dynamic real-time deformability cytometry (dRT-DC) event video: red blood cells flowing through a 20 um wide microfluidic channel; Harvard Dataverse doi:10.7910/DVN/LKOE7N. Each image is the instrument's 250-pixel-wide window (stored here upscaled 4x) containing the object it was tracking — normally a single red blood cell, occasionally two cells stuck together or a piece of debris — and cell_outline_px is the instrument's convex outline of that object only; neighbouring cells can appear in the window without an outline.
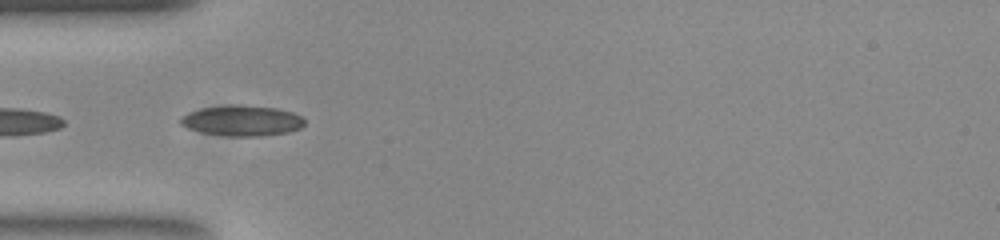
{"species": "common noctule bat (a hibernating species)", "species_latin": "Nyctalus noctula", "temperature_condition": "room temperature", "stored_images_in_passage": 28, "camera_frame_rate_fps": 3000, "um_per_image_px": 0.085, "animal": {"sex": "female", "body_mass_g": 23.0, "forearm_length_mm": 53.4}, "frame": {"image": 1, "passage_image": 5, "time_ms": 1.333, "image_size_px": [1000, 240], "cell_outline_px": [[304, 124], [300, 128], [288, 132], [260, 136], [224, 136], [204, 132], [188, 128], [180, 124], [180, 116], [188, 112], [204, 108], [276, 108], [292, 112], [300, 116], [304, 120]], "centroid_in_image_um": [20.57, 10.31], "position_along_channel_um": 64.4, "area_um2": 20.87}}